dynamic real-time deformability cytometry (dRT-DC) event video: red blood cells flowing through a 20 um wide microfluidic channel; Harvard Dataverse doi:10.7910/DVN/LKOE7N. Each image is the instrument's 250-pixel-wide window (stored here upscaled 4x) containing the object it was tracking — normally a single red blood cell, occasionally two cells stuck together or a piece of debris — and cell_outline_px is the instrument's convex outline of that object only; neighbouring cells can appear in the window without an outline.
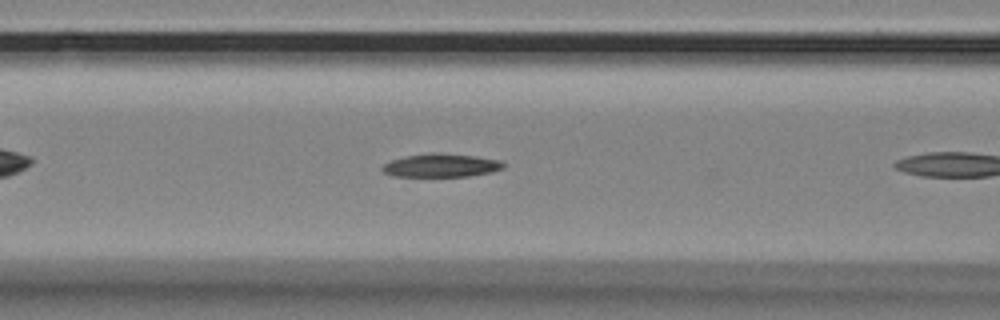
{"species": "Egyptian fruit bat (a non-hibernating species)", "species_latin": "Rousettus aegyptiacus", "temperature_condition": "room temperature", "stored_images_in_passage": 6, "camera_frame_rate_fps": 3000, "um_per_image_px": 0.085, "animal": {"sex": "female"}, "frame": {"image": 1, "passage_image": 5, "time_ms": 1.333, "image_size_px": [1000, 320], "cell_outline_px": [[504, 168], [492, 172], [468, 176], [392, 176], [384, 172], [380, 168], [384, 164], [392, 160], [404, 156], [432, 152], [436, 152], [476, 156], [500, 160], [504, 164]], "centroid_in_image_um": [37.49, 14.05], "position_along_channel_um": 129.1, "area_um2": 16.53}}